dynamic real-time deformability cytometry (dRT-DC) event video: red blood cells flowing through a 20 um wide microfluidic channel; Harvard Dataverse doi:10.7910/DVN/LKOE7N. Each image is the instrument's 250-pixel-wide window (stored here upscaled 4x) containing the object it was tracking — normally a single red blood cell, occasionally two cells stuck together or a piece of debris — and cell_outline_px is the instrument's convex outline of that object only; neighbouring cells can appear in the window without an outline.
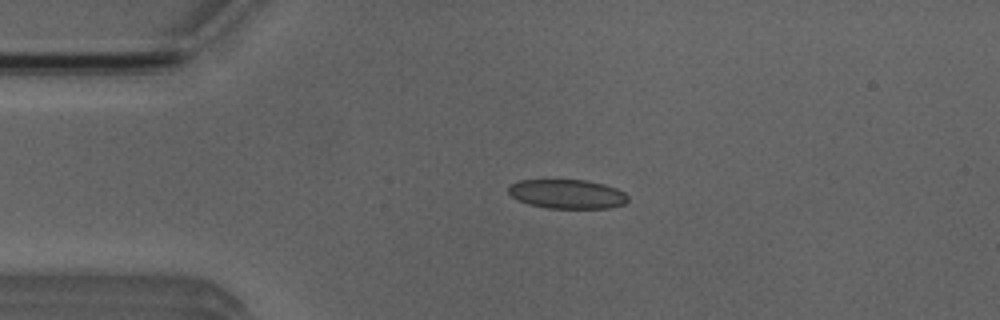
{"species": "Egyptian fruit bat (a non-hibernating species)", "species_latin": "Rousettus aegyptiacus", "temperature_condition": "room temperature", "stored_images_in_passage": 18, "camera_frame_rate_fps": 3000, "um_per_image_px": 0.085, "animal": {"sex": "male"}, "frame": {"image": 1, "passage_image": 10, "time_ms": 3.0, "image_size_px": [1000, 320], "cell_outline_px": [[628, 200], [624, 204], [608, 208], [548, 208], [528, 204], [512, 196], [508, 192], [508, 184], [520, 180], [588, 180], [604, 184], [616, 188], [624, 192], [628, 196]], "centroid_in_image_um": [48.21, 16.48], "position_along_channel_um": 36.8, "area_um2": 20.35}}
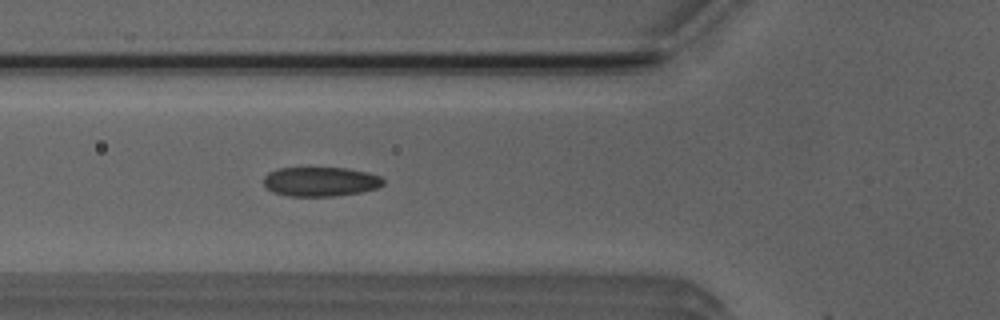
{"frame": {"image": 2, "passage_image": 17, "time_ms": 5.333, "image_size_px": [1000, 320], "cell_outline_px": [[384, 184], [376, 188], [360, 192], [332, 196], [288, 196], [272, 192], [264, 184], [264, 176], [268, 172], [276, 168], [348, 168], [368, 172], [380, 176], [384, 180]], "centroid_in_image_um": [27.23, 15.43], "position_along_channel_um": 98.6, "area_um2": 20.52}}